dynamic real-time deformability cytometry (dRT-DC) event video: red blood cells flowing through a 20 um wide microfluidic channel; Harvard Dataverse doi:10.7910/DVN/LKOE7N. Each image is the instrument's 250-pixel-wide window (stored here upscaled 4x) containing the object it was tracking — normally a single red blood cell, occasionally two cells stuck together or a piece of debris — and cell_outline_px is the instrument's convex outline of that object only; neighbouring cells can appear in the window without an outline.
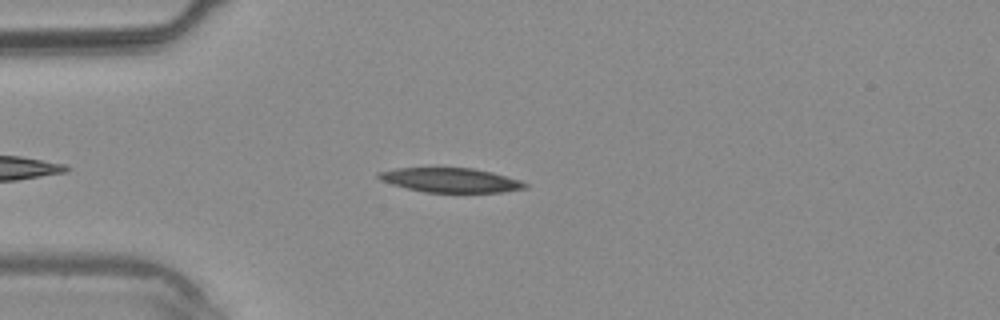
{"species": "common noctule bat (a hibernating species)", "species_latin": "Nyctalus noctula", "temperature_condition": "warm", "stored_images_in_passage": 29, "camera_frame_rate_fps": 3000, "um_per_image_px": 0.085, "animal": {"sex": "male", "body_mass_g": 20.4}, "frame": {"image": 1, "passage_image": 4, "time_ms": 1.0, "image_size_px": [1000, 320], "cell_outline_px": [[528, 188], [504, 192], [424, 192], [392, 184], [376, 176], [376, 172], [396, 168], [472, 168], [492, 172], [520, 180], [528, 184]], "centroid_in_image_um": [38.33, 15.31], "position_along_channel_um": 46.7, "area_um2": 20.69}}
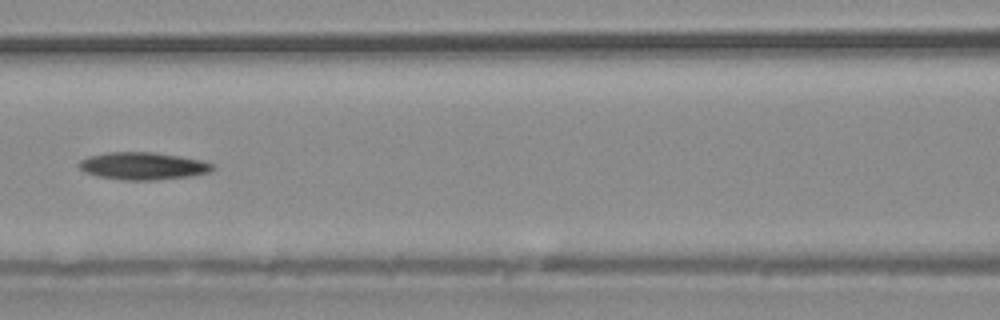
{"frame": {"image": 2, "passage_image": 11, "time_ms": 3.333, "image_size_px": [1000, 320], "cell_outline_px": [[216, 168], [208, 172], [188, 176], [156, 180], [124, 180], [96, 176], [84, 172], [76, 164], [80, 160], [88, 156], [108, 152], [152, 152], [180, 156], [204, 160], [216, 164]], "centroid_in_image_um": [12.15, 14.1], "position_along_channel_um": 154.4, "area_um2": 21.56}}
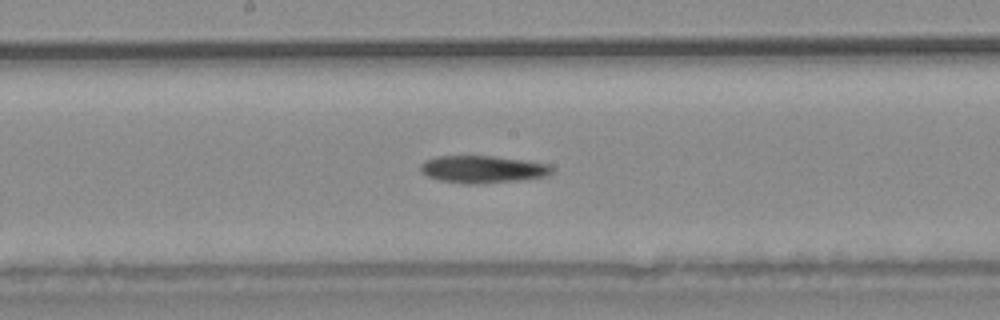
{"frame": {"image": 3, "passage_image": 14, "time_ms": 4.333, "image_size_px": [1000, 320], "cell_outline_px": [[552, 172], [544, 176], [516, 180], [476, 184], [468, 184], [440, 180], [428, 176], [420, 172], [420, 164], [424, 160], [436, 156], [496, 156], [524, 160], [548, 164], [552, 168]], "centroid_in_image_um": [40.96, 14.37], "position_along_channel_um": 207.2, "area_um2": 20.75}}